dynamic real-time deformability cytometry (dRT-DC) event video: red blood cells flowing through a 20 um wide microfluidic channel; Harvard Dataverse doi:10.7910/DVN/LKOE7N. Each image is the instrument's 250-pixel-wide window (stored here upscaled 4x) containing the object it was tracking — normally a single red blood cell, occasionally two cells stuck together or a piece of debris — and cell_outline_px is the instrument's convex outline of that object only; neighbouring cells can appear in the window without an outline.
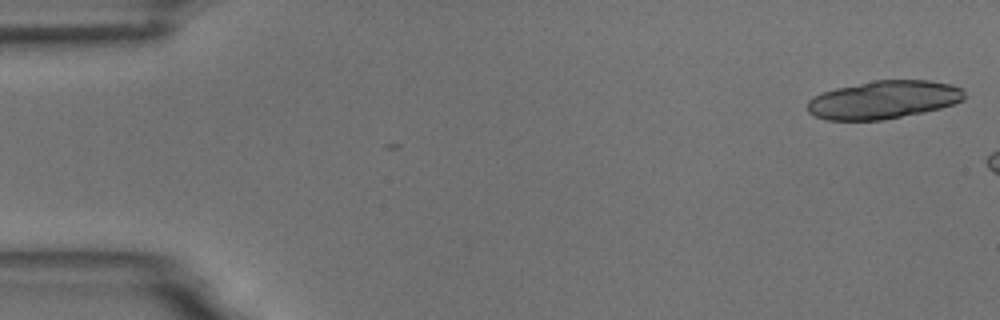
{"species": "common noctule bat (a hibernating species)", "species_latin": "Nyctalus noctula", "temperature_condition": "room temperature", "stored_images_in_passage": 7, "camera_frame_rate_fps": 3000, "um_per_image_px": 0.085, "animal": {"sex": "male", "body_mass_g": 18.8}, "frame": {"image": 1, "passage_image": 1, "time_ms": 0.0, "image_size_px": [1000, 320], "cell_outline_px": [[964, 100], [940, 108], [880, 120], [828, 120], [812, 116], [808, 112], [808, 100], [812, 96], [836, 88], [876, 80], [928, 80], [952, 84], [960, 88], [964, 92]], "centroid_in_image_um": [75.07, 8.47], "position_along_channel_um": 9.9, "area_um2": 34.56}}